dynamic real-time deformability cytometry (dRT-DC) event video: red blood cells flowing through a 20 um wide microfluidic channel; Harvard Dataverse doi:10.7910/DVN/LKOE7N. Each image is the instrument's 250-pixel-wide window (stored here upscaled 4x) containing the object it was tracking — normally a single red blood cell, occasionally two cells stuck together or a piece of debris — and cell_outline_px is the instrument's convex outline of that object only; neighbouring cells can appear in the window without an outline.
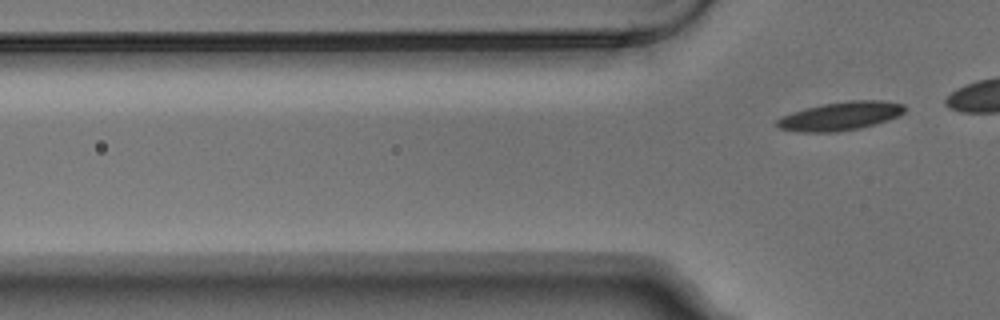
{"species": "Egyptian fruit bat (a non-hibernating species)", "species_latin": "Rousettus aegyptiacus", "temperature_condition": "warm", "stored_images_in_passage": 6, "camera_frame_rate_fps": 3000, "um_per_image_px": 0.085, "animal": {"sex": "male"}, "frame": {"image": 1, "passage_image": 6, "time_ms": 1.667, "image_size_px": [1000, 320], "cell_outline_px": [[904, 112], [888, 120], [860, 128], [836, 132], [800, 132], [780, 128], [776, 124], [776, 120], [780, 116], [804, 108], [824, 104], [848, 100], [884, 100], [904, 104]], "centroid_in_image_um": [71.41, 9.86], "position_along_channel_um": 54.4, "area_um2": 21.21}}